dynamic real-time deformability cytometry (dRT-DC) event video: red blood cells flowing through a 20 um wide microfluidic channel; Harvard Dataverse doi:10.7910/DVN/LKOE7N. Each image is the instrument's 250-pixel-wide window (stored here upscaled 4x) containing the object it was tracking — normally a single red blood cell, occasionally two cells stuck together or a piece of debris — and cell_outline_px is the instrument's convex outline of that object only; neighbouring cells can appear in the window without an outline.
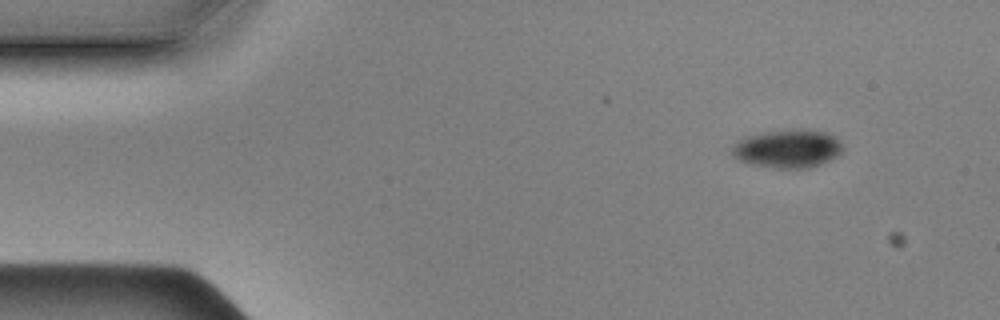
{"species": "Egyptian fruit bat (a non-hibernating species)", "species_latin": "Rousettus aegyptiacus", "temperature_condition": "cold", "stored_images_in_passage": 52, "camera_frame_rate_fps": 3000, "um_per_image_px": 0.085, "animal": {"sex": "male"}, "frame": {"image": 1, "passage_image": 1, "time_ms": 0.0, "image_size_px": [1000, 320], "cell_outline_px": [[844, 152], [820, 164], [808, 168], [776, 168], [752, 164], [740, 160], [732, 156], [728, 148], [736, 140], [748, 136], [768, 132], [824, 132], [836, 136], [844, 148]], "centroid_in_image_um": [66.9, 12.68], "position_along_channel_um": 18.1, "area_um2": 24.1}}
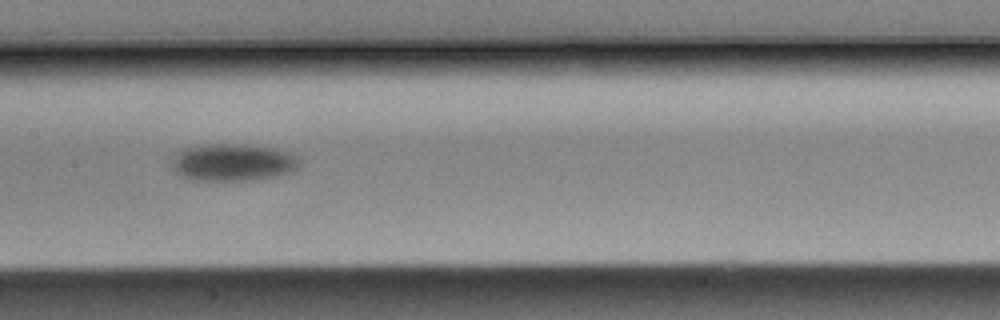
{"frame": {"image": 2, "passage_image": 23, "time_ms": 7.333, "image_size_px": [1000, 320], "cell_outline_px": [[296, 168], [288, 172], [272, 176], [244, 180], [192, 180], [180, 176], [172, 168], [172, 152], [180, 148], [204, 144], [244, 144], [276, 148], [288, 152], [296, 156]], "centroid_in_image_um": [19.65, 13.77], "position_along_channel_um": 187.8, "area_um2": 27.69}}
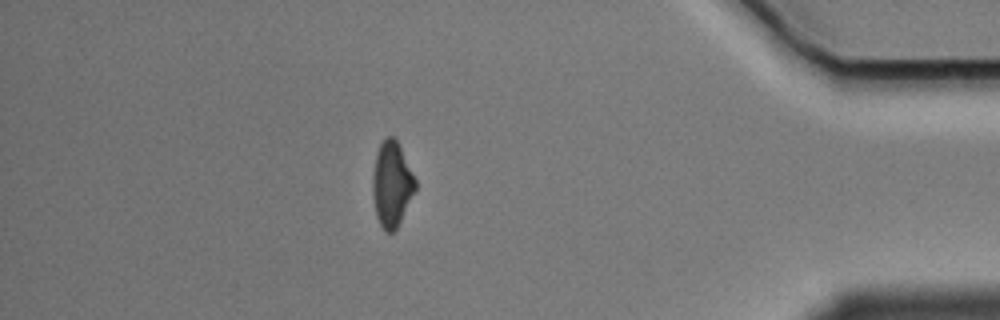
{"frame": {"image": 3, "passage_image": 45, "time_ms": 14.667, "image_size_px": [1000, 320], "cell_outline_px": [[416, 192], [396, 228], [392, 232], [384, 232], [376, 216], [372, 192], [372, 176], [376, 152], [380, 144], [388, 136], [392, 136], [396, 140], [416, 180]], "centroid_in_image_um": [33.29, 15.68], "position_along_channel_um": 401.9, "area_um2": 21.1}, "authors_computed_cell_mechanics": {"area_um2": 25.6054, "velocity_mm_per_s": 3.5026, "shape_relaxation_time_tau1_ms": 1.3107, "shape_relaxation_time_tau2_ms": null, "deformation_change_tau1": 0.0798, "deformation_change_tau2": null}}